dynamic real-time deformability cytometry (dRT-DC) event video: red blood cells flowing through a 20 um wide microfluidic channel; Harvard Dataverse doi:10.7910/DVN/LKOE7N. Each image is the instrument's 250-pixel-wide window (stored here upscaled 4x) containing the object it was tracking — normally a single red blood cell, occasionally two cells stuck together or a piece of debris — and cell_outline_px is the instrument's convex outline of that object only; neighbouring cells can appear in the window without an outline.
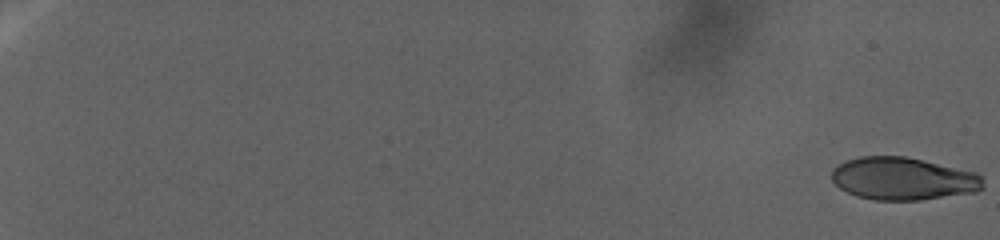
{"species": "human", "species_latin": "Homo sapiens", "temperature_condition": "warm", "stored_images_in_passage": 70, "camera_frame_rate_fps": 3000, "um_per_image_px": 0.085, "donor": {"sex": "female"}, "frame": {"image": 1, "passage_image": 1, "time_ms": 0.0, "image_size_px": [1000, 240], "cell_outline_px": [[984, 188], [976, 192], [920, 200], [876, 200], [856, 196], [840, 188], [832, 180], [832, 168], [848, 160], [860, 156], [904, 156], [976, 172], [980, 176], [984, 184]], "centroid_in_image_um": [76.77, 15.19], "position_along_channel_um": 8.2, "area_um2": 37.51}}
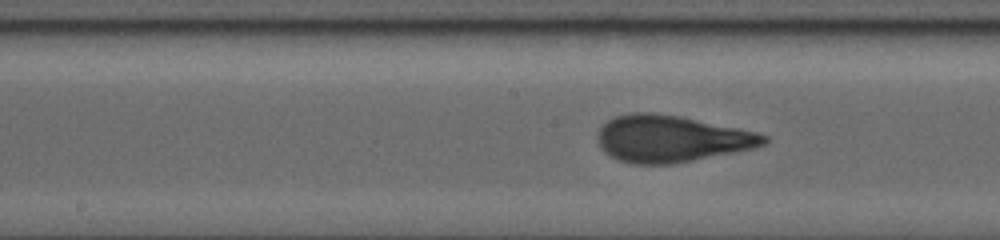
{"frame": {"image": 2, "passage_image": 40, "time_ms": 31.667, "image_size_px": [1000, 240], "cell_outline_px": [[768, 140], [764, 144], [756, 148], [672, 164], [632, 164], [620, 160], [604, 152], [600, 144], [600, 128], [608, 120], [616, 116], [632, 112], [652, 112], [680, 116], [760, 132], [768, 136]], "centroid_in_image_um": [57.12, 11.78], "position_along_channel_um": 191.1, "area_um2": 45.14}}
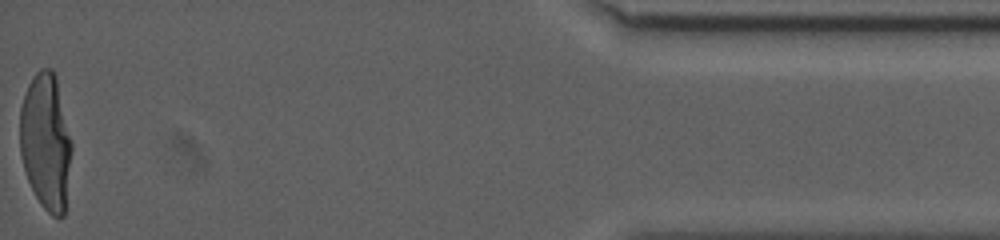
{"frame": {"image": 3, "passage_image": 70, "time_ms": 52.667, "image_size_px": [1000, 240], "cell_outline_px": [[72, 152], [64, 216], [60, 220], [52, 216], [40, 204], [28, 180], [24, 168], [20, 152], [20, 108], [28, 84], [32, 76], [40, 68], [52, 68], [56, 76], [72, 140]], "centroid_in_image_um": [3.91, 12.05], "position_along_channel_um": 431.3, "area_um2": 41.56}}